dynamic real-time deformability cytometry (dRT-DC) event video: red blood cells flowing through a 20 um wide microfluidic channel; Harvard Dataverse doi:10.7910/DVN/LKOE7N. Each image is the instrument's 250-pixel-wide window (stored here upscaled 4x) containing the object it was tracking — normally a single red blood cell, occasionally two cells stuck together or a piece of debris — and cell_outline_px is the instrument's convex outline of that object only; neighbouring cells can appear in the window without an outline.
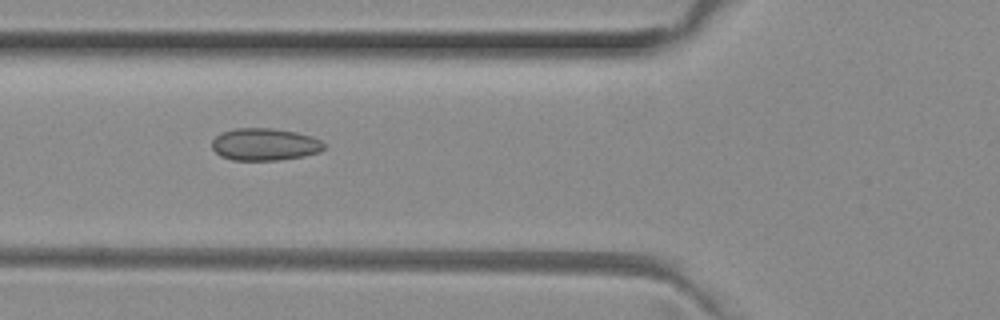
{"species": "common noctule bat (a hibernating species)", "species_latin": "Nyctalus noctula", "temperature_condition": "room temperature", "stored_images_in_passage": 47, "camera_frame_rate_fps": 3000, "um_per_image_px": 0.085, "animal": {"sex": "female", "body_mass_g": 29.2, "forearm_length_mm": 56.3}, "frame": {"image": 1, "passage_image": 19, "time_ms": 6.0, "image_size_px": [1000, 320], "cell_outline_px": [[324, 148], [320, 152], [304, 156], [280, 160], [232, 160], [220, 156], [212, 148], [212, 140], [220, 132], [236, 128], [272, 128], [296, 132], [312, 136], [320, 140], [324, 144]], "centroid_in_image_um": [22.49, 12.27], "position_along_channel_um": 103.3, "area_um2": 21.21}}
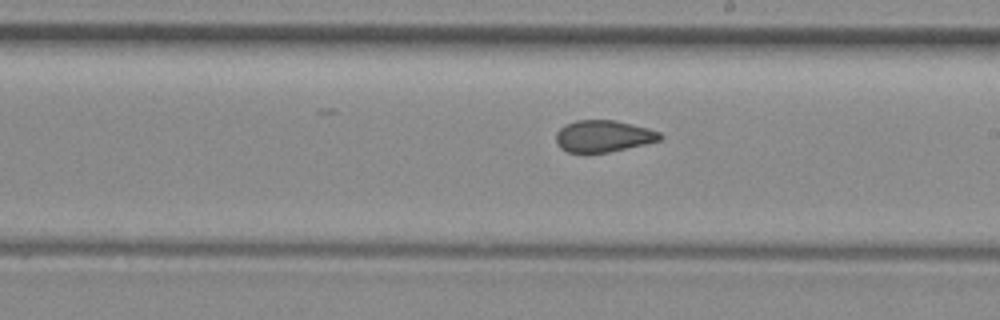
{"frame": {"image": 2, "passage_image": 29, "time_ms": 9.333, "image_size_px": [1000, 320], "cell_outline_px": [[664, 136], [660, 140], [644, 144], [608, 152], [584, 156], [568, 152], [560, 148], [556, 144], [556, 132], [564, 124], [576, 120], [616, 120], [648, 128], [660, 132]], "centroid_in_image_um": [51.22, 11.6], "position_along_channel_um": 237.8, "area_um2": 19.83}}
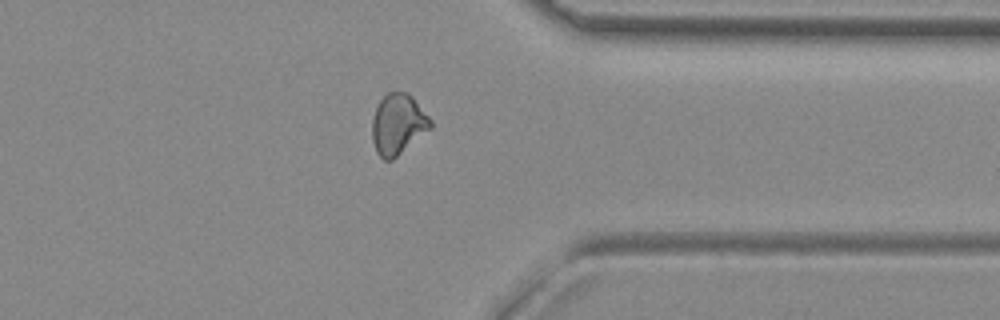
{"frame": {"image": 3, "passage_image": 40, "time_ms": 13.0, "image_size_px": [1000, 320], "cell_outline_px": [[432, 128], [392, 160], [384, 160], [376, 152], [372, 140], [372, 120], [376, 108], [380, 100], [388, 92], [408, 92], [412, 96], [432, 120]], "centroid_in_image_um": [33.83, 10.56], "position_along_channel_um": 377.6, "area_um2": 20.63}}